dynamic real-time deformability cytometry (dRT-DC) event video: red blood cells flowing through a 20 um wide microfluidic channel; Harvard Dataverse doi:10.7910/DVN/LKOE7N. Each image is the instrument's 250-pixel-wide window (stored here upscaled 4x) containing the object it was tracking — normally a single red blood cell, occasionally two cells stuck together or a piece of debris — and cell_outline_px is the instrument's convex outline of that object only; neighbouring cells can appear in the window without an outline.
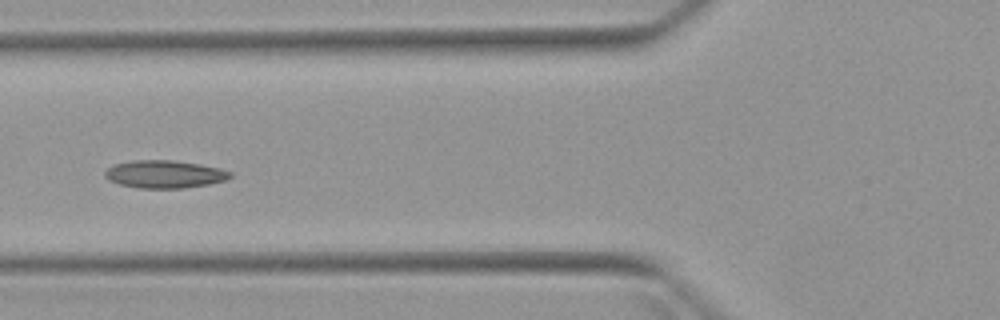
{"species": "Egyptian fruit bat (a non-hibernating species)", "species_latin": "Rousettus aegyptiacus", "temperature_condition": "warm", "stored_images_in_passage": 7, "camera_frame_rate_fps": 3000, "um_per_image_px": 0.085, "animal": {"sex": "female"}, "frame": {"image": 1, "passage_image": 7, "time_ms": 8.0, "image_size_px": [1000, 320], "cell_outline_px": [[232, 176], [228, 180], [208, 184], [184, 188], [136, 188], [120, 184], [108, 180], [104, 176], [104, 172], [108, 168], [116, 164], [132, 160], [172, 160], [200, 164], [220, 168], [232, 172]], "centroid_in_image_um": [14.0, 14.81], "position_along_channel_um": 111.8, "area_um2": 20.35}}